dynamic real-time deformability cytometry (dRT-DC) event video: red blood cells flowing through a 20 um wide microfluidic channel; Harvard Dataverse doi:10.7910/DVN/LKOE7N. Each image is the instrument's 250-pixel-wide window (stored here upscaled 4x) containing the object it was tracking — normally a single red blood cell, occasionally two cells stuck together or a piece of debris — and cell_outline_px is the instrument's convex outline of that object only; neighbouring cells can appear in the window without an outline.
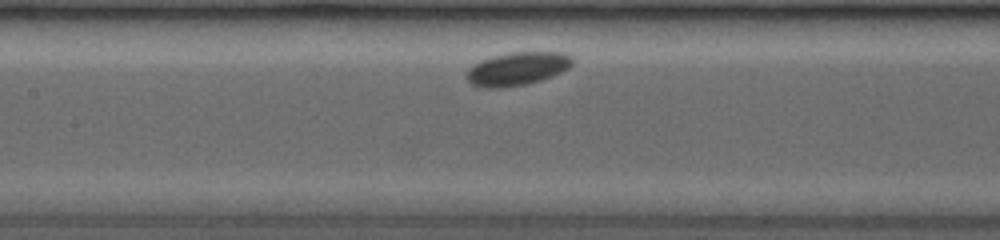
{"species": "common noctule bat (a hibernating species)", "species_latin": "Nyctalus noctula", "temperature_condition": "room temperature", "stored_images_in_passage": 10, "camera_frame_rate_fps": 3500, "um_per_image_px": 0.085, "animal": {"sex": "female", "body_mass_g": 19.0, "forearm_length_mm": 53.3}, "frame": {"image": 1, "passage_image": 6, "time_ms": 3.143, "image_size_px": [1000, 240], "cell_outline_px": [[572, 64], [568, 68], [552, 76], [528, 84], [496, 88], [484, 88], [472, 84], [464, 76], [464, 72], [472, 64], [480, 60], [492, 56], [508, 52], [564, 52], [572, 56]], "centroid_in_image_um": [43.92, 5.83], "position_along_channel_um": 163.5, "area_um2": 20.75}}
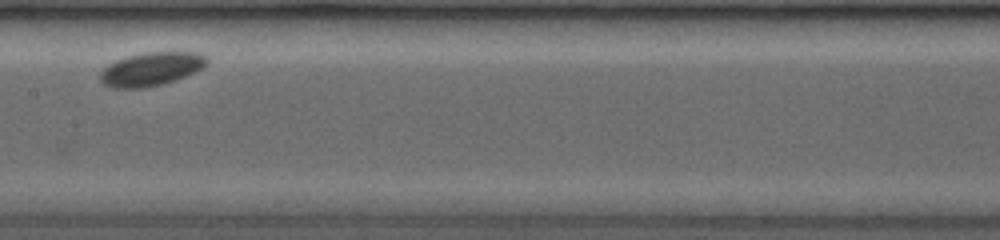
{"frame": {"image": 2, "passage_image": 7, "time_ms": 4.0, "image_size_px": [1000, 240], "cell_outline_px": [[208, 64], [204, 68], [176, 80], [144, 88], [112, 88], [104, 84], [100, 80], [100, 72], [108, 64], [116, 60], [128, 56], [144, 52], [196, 52], [204, 56], [208, 60]], "centroid_in_image_um": [12.85, 5.87], "position_along_channel_um": 194.5, "area_um2": 20.87}}